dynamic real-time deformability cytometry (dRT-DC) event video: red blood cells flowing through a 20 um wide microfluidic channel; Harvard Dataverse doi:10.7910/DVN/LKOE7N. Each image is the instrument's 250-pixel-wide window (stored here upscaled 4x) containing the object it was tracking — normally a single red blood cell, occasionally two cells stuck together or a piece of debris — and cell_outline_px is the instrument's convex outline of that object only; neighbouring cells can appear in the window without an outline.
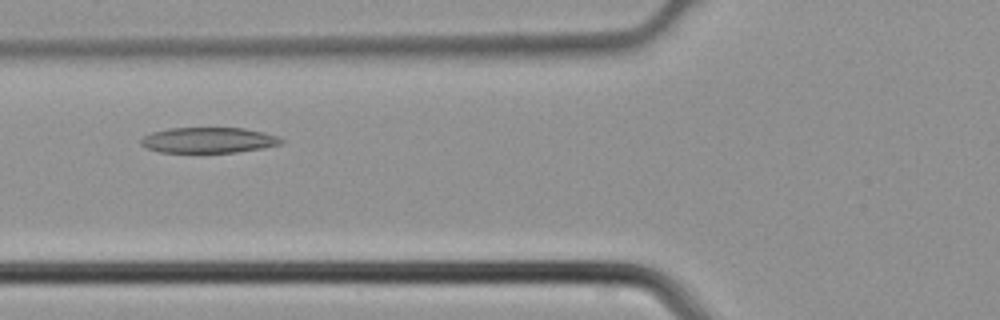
{"species": "common noctule bat (a hibernating species)", "species_latin": "Nyctalus noctula", "temperature_condition": "cold", "stored_images_in_passage": 2, "camera_frame_rate_fps": 3000, "um_per_image_px": 0.085, "animal": {"sex": "male", "body_mass_g": 21.5, "forearm_length_mm": 52.0}, "frame": {"image": 1, "passage_image": 2, "time_ms": 0.333, "image_size_px": [1000, 320], "cell_outline_px": [[284, 144], [264, 148], [236, 152], [160, 152], [148, 148], [140, 144], [140, 140], [144, 136], [152, 132], [168, 128], [244, 128], [264, 132], [280, 136], [284, 140]], "centroid_in_image_um": [17.78, 11.91], "position_along_channel_um": 108.0, "area_um2": 21.04}}